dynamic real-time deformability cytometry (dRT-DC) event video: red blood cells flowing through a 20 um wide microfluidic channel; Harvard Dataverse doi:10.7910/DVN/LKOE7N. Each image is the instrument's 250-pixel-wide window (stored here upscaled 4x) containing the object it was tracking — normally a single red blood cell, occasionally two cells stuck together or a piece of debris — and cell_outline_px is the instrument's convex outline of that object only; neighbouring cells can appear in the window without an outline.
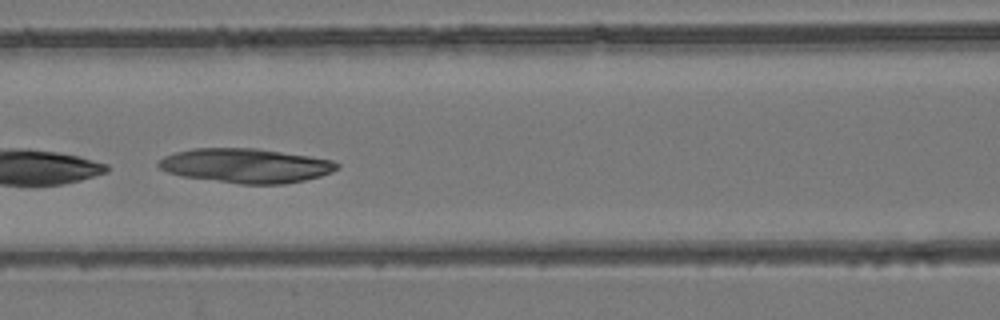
{"species": "common noctule bat (a hibernating species)", "species_latin": "Nyctalus noctula", "temperature_condition": "room temperature", "stored_images_in_passage": 10, "camera_frame_rate_fps": 3000, "um_per_image_px": 0.085, "animal": {"sex": "female", "body_mass_g": 24.6, "forearm_length_mm": 56.2}, "frame": {"image": 1, "passage_image": 6, "time_ms": 1.667, "image_size_px": [1000, 320], "cell_outline_px": [[340, 168], [332, 172], [320, 176], [304, 180], [284, 184], [240, 184], [184, 176], [168, 172], [160, 168], [156, 164], [164, 156], [176, 152], [192, 148], [256, 148], [308, 156], [332, 160], [340, 164]], "centroid_in_image_um": [20.91, 14.08], "position_along_channel_um": 145.7, "area_um2": 35.6}}
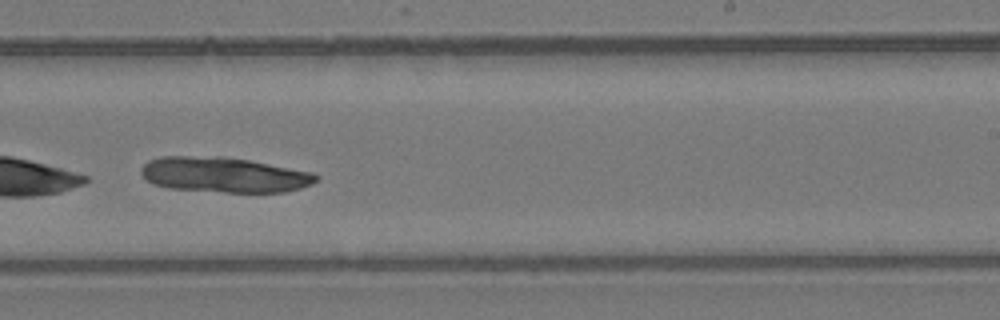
{"frame": {"image": 2, "passage_image": 9, "time_ms": 2.667, "image_size_px": [1000, 320], "cell_outline_px": [[320, 176], [312, 184], [300, 188], [284, 192], [224, 192], [168, 188], [152, 184], [140, 172], [140, 168], [148, 160], [160, 156], [220, 156], [248, 160], [312, 172]], "centroid_in_image_um": [19.01, 14.85], "position_along_channel_um": 270.0, "area_um2": 35.95}}
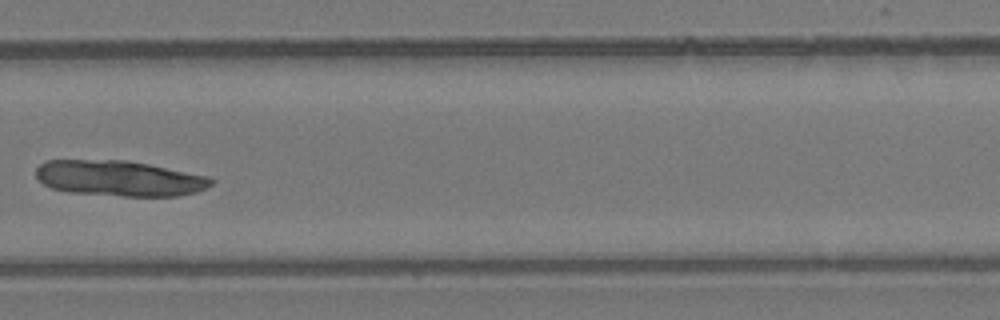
{"frame": {"image": 3, "passage_image": 10, "time_ms": 3.0, "image_size_px": [1000, 320], "cell_outline_px": [[216, 180], [212, 184], [196, 192], [176, 196], [124, 196], [68, 192], [52, 188], [44, 184], [36, 176], [36, 168], [40, 164], [48, 160], [128, 160], [208, 176]], "centroid_in_image_um": [10.14, 15.15], "position_along_channel_um": 319.7, "area_um2": 36.24}}